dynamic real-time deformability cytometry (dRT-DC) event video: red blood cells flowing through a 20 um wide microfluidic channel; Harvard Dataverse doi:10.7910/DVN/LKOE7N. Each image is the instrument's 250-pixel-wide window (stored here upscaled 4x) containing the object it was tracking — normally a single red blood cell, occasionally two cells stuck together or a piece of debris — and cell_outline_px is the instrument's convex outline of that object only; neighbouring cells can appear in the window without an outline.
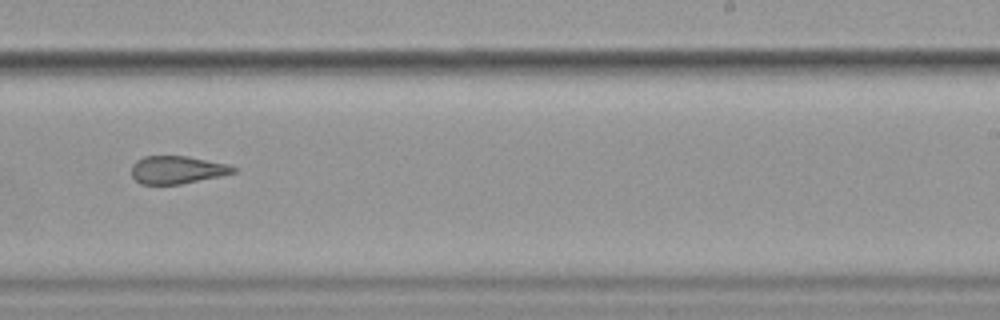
{"species": "common noctule bat (a hibernating species)", "species_latin": "Nyctalus noctula", "temperature_condition": "cold", "stored_images_in_passage": 16, "camera_frame_rate_fps": 3000, "um_per_image_px": 0.085, "animal": {"sex": "female", "body_mass_g": 19.9}, "frame": {"image": 1, "passage_image": 10, "time_ms": 12.0, "image_size_px": [1000, 320], "cell_outline_px": [[236, 172], [224, 176], [180, 184], [140, 184], [132, 176], [132, 164], [136, 160], [144, 156], [188, 156], [228, 164], [236, 168]], "centroid_in_image_um": [15.08, 14.43], "position_along_channel_um": 273.9, "area_um2": 16.65}, "authors_computed_cell_mechanics": {"area_um2": 20.808, "velocity_mm_per_s": 3.5599, "shape_relaxation_time_tau1_ms": 9.5995, "shape_relaxation_time_tau2_ms": 3.0258, "deformation_change_tau1": 0.2184, "deformation_change_tau2": 0.087}}